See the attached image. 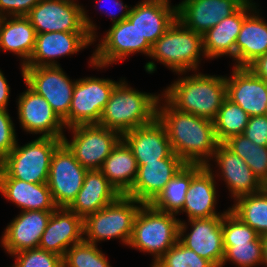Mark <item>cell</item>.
Returning <instances> with one entry per match:
<instances>
[{"label":"cell","mask_w":267,"mask_h":267,"mask_svg":"<svg viewBox=\"0 0 267 267\" xmlns=\"http://www.w3.org/2000/svg\"><path fill=\"white\" fill-rule=\"evenodd\" d=\"M158 103L157 118L164 125L174 154L186 164L207 165L219 145L214 122Z\"/></svg>","instance_id":"6da1fadb"},{"label":"cell","mask_w":267,"mask_h":267,"mask_svg":"<svg viewBox=\"0 0 267 267\" xmlns=\"http://www.w3.org/2000/svg\"><path fill=\"white\" fill-rule=\"evenodd\" d=\"M164 97L179 111L214 121L226 97V77L194 74L167 87Z\"/></svg>","instance_id":"7a4b0ae2"},{"label":"cell","mask_w":267,"mask_h":267,"mask_svg":"<svg viewBox=\"0 0 267 267\" xmlns=\"http://www.w3.org/2000/svg\"><path fill=\"white\" fill-rule=\"evenodd\" d=\"M159 95L139 92L121 80L111 92L99 125L118 131L121 135L149 124L157 118Z\"/></svg>","instance_id":"3957f363"},{"label":"cell","mask_w":267,"mask_h":267,"mask_svg":"<svg viewBox=\"0 0 267 267\" xmlns=\"http://www.w3.org/2000/svg\"><path fill=\"white\" fill-rule=\"evenodd\" d=\"M160 211L151 204H142L137 212L129 247L154 256L153 264L179 241L180 219Z\"/></svg>","instance_id":"277c9868"},{"label":"cell","mask_w":267,"mask_h":267,"mask_svg":"<svg viewBox=\"0 0 267 267\" xmlns=\"http://www.w3.org/2000/svg\"><path fill=\"white\" fill-rule=\"evenodd\" d=\"M61 143L62 139L41 136L23 146L16 143L0 161V178L47 183L53 153Z\"/></svg>","instance_id":"5b68a950"},{"label":"cell","mask_w":267,"mask_h":267,"mask_svg":"<svg viewBox=\"0 0 267 267\" xmlns=\"http://www.w3.org/2000/svg\"><path fill=\"white\" fill-rule=\"evenodd\" d=\"M200 55L205 57L203 35L186 28L176 19L152 45L149 57L183 75L187 71L198 69Z\"/></svg>","instance_id":"8992f818"},{"label":"cell","mask_w":267,"mask_h":267,"mask_svg":"<svg viewBox=\"0 0 267 267\" xmlns=\"http://www.w3.org/2000/svg\"><path fill=\"white\" fill-rule=\"evenodd\" d=\"M136 204V205H135ZM138 204V205H137ZM142 203L126 195L83 219L84 240L96 244L99 241L119 238L129 245L133 223Z\"/></svg>","instance_id":"52a82bcc"},{"label":"cell","mask_w":267,"mask_h":267,"mask_svg":"<svg viewBox=\"0 0 267 267\" xmlns=\"http://www.w3.org/2000/svg\"><path fill=\"white\" fill-rule=\"evenodd\" d=\"M86 13L74 0H40L27 17L37 34L89 33L93 41H96L97 28Z\"/></svg>","instance_id":"ba28073f"},{"label":"cell","mask_w":267,"mask_h":267,"mask_svg":"<svg viewBox=\"0 0 267 267\" xmlns=\"http://www.w3.org/2000/svg\"><path fill=\"white\" fill-rule=\"evenodd\" d=\"M68 129L72 130L73 139L68 141L64 135L62 142L88 170H100L112 149L122 139L118 131L99 124H82Z\"/></svg>","instance_id":"9c48e42d"},{"label":"cell","mask_w":267,"mask_h":267,"mask_svg":"<svg viewBox=\"0 0 267 267\" xmlns=\"http://www.w3.org/2000/svg\"><path fill=\"white\" fill-rule=\"evenodd\" d=\"M117 83L110 79L96 77L76 80L69 115L63 120L64 127L98 124Z\"/></svg>","instance_id":"30bf717a"},{"label":"cell","mask_w":267,"mask_h":267,"mask_svg":"<svg viewBox=\"0 0 267 267\" xmlns=\"http://www.w3.org/2000/svg\"><path fill=\"white\" fill-rule=\"evenodd\" d=\"M21 73L25 84L44 97L63 121L69 115L76 81L72 82L60 65L23 67Z\"/></svg>","instance_id":"8fae6325"},{"label":"cell","mask_w":267,"mask_h":267,"mask_svg":"<svg viewBox=\"0 0 267 267\" xmlns=\"http://www.w3.org/2000/svg\"><path fill=\"white\" fill-rule=\"evenodd\" d=\"M151 48L152 45L142 38L136 26L128 19H124L112 24L90 57V64L96 68H104L114 62L122 61L135 52L149 56Z\"/></svg>","instance_id":"7c38bea8"},{"label":"cell","mask_w":267,"mask_h":267,"mask_svg":"<svg viewBox=\"0 0 267 267\" xmlns=\"http://www.w3.org/2000/svg\"><path fill=\"white\" fill-rule=\"evenodd\" d=\"M88 169L84 168L62 142L54 151L47 185L57 207H68L82 188Z\"/></svg>","instance_id":"4fadbf2b"},{"label":"cell","mask_w":267,"mask_h":267,"mask_svg":"<svg viewBox=\"0 0 267 267\" xmlns=\"http://www.w3.org/2000/svg\"><path fill=\"white\" fill-rule=\"evenodd\" d=\"M223 215L188 220L192 231L186 235L187 225L180 221L179 241L200 257L210 261L215 267H220L224 258V243L222 234Z\"/></svg>","instance_id":"5bb4252c"},{"label":"cell","mask_w":267,"mask_h":267,"mask_svg":"<svg viewBox=\"0 0 267 267\" xmlns=\"http://www.w3.org/2000/svg\"><path fill=\"white\" fill-rule=\"evenodd\" d=\"M18 99V119L21 127L31 134H41V137L62 139L63 121L53 111L44 97L38 95L28 85Z\"/></svg>","instance_id":"9a60e30c"},{"label":"cell","mask_w":267,"mask_h":267,"mask_svg":"<svg viewBox=\"0 0 267 267\" xmlns=\"http://www.w3.org/2000/svg\"><path fill=\"white\" fill-rule=\"evenodd\" d=\"M247 0H183L177 6V20L204 35L223 19L233 15Z\"/></svg>","instance_id":"2e32d148"},{"label":"cell","mask_w":267,"mask_h":267,"mask_svg":"<svg viewBox=\"0 0 267 267\" xmlns=\"http://www.w3.org/2000/svg\"><path fill=\"white\" fill-rule=\"evenodd\" d=\"M122 140L131 149L137 165L165 158H180L173 153L167 131L158 118L125 132Z\"/></svg>","instance_id":"e0dca14e"},{"label":"cell","mask_w":267,"mask_h":267,"mask_svg":"<svg viewBox=\"0 0 267 267\" xmlns=\"http://www.w3.org/2000/svg\"><path fill=\"white\" fill-rule=\"evenodd\" d=\"M226 77V97L239 105L250 117L267 114V82L247 67H234Z\"/></svg>","instance_id":"ac0fdd59"},{"label":"cell","mask_w":267,"mask_h":267,"mask_svg":"<svg viewBox=\"0 0 267 267\" xmlns=\"http://www.w3.org/2000/svg\"><path fill=\"white\" fill-rule=\"evenodd\" d=\"M83 239V218L66 207H57L49 218L38 248L63 258L69 248Z\"/></svg>","instance_id":"d6986e66"},{"label":"cell","mask_w":267,"mask_h":267,"mask_svg":"<svg viewBox=\"0 0 267 267\" xmlns=\"http://www.w3.org/2000/svg\"><path fill=\"white\" fill-rule=\"evenodd\" d=\"M185 164L181 158H165L138 165L137 178L126 196L151 204Z\"/></svg>","instance_id":"ffe728a7"},{"label":"cell","mask_w":267,"mask_h":267,"mask_svg":"<svg viewBox=\"0 0 267 267\" xmlns=\"http://www.w3.org/2000/svg\"><path fill=\"white\" fill-rule=\"evenodd\" d=\"M53 211H22L6 227L1 244L8 254L38 248Z\"/></svg>","instance_id":"44dd1931"},{"label":"cell","mask_w":267,"mask_h":267,"mask_svg":"<svg viewBox=\"0 0 267 267\" xmlns=\"http://www.w3.org/2000/svg\"><path fill=\"white\" fill-rule=\"evenodd\" d=\"M93 42L89 33L37 34L33 54L24 67L59 66L55 58L75 54Z\"/></svg>","instance_id":"7402d4cb"},{"label":"cell","mask_w":267,"mask_h":267,"mask_svg":"<svg viewBox=\"0 0 267 267\" xmlns=\"http://www.w3.org/2000/svg\"><path fill=\"white\" fill-rule=\"evenodd\" d=\"M213 157L233 199L260 192L265 187L246 162L223 143H219Z\"/></svg>","instance_id":"603a6c76"},{"label":"cell","mask_w":267,"mask_h":267,"mask_svg":"<svg viewBox=\"0 0 267 267\" xmlns=\"http://www.w3.org/2000/svg\"><path fill=\"white\" fill-rule=\"evenodd\" d=\"M252 0H247L233 15L223 19L203 35V49L206 58L229 55L235 60V45L244 18L255 9Z\"/></svg>","instance_id":"cb8c5ba5"},{"label":"cell","mask_w":267,"mask_h":267,"mask_svg":"<svg viewBox=\"0 0 267 267\" xmlns=\"http://www.w3.org/2000/svg\"><path fill=\"white\" fill-rule=\"evenodd\" d=\"M142 38L153 45L177 19V6L165 2H139L127 18Z\"/></svg>","instance_id":"d4e9b609"},{"label":"cell","mask_w":267,"mask_h":267,"mask_svg":"<svg viewBox=\"0 0 267 267\" xmlns=\"http://www.w3.org/2000/svg\"><path fill=\"white\" fill-rule=\"evenodd\" d=\"M211 164L204 165L191 179L185 203L179 213L186 212L188 220L224 215L215 211L216 187Z\"/></svg>","instance_id":"484cf974"},{"label":"cell","mask_w":267,"mask_h":267,"mask_svg":"<svg viewBox=\"0 0 267 267\" xmlns=\"http://www.w3.org/2000/svg\"><path fill=\"white\" fill-rule=\"evenodd\" d=\"M119 196L100 170H88L82 188L67 208L84 219L114 202Z\"/></svg>","instance_id":"4316f807"},{"label":"cell","mask_w":267,"mask_h":267,"mask_svg":"<svg viewBox=\"0 0 267 267\" xmlns=\"http://www.w3.org/2000/svg\"><path fill=\"white\" fill-rule=\"evenodd\" d=\"M0 192L22 211H54L55 205L47 183H29L16 178H0Z\"/></svg>","instance_id":"83f0119b"},{"label":"cell","mask_w":267,"mask_h":267,"mask_svg":"<svg viewBox=\"0 0 267 267\" xmlns=\"http://www.w3.org/2000/svg\"><path fill=\"white\" fill-rule=\"evenodd\" d=\"M256 9L252 13L250 11L243 20L236 39L234 67H247L257 57L267 53V23Z\"/></svg>","instance_id":"f1b7e54d"},{"label":"cell","mask_w":267,"mask_h":267,"mask_svg":"<svg viewBox=\"0 0 267 267\" xmlns=\"http://www.w3.org/2000/svg\"><path fill=\"white\" fill-rule=\"evenodd\" d=\"M36 36V30L27 16L0 18V50L10 51L24 59L22 68L33 54Z\"/></svg>","instance_id":"f546056e"},{"label":"cell","mask_w":267,"mask_h":267,"mask_svg":"<svg viewBox=\"0 0 267 267\" xmlns=\"http://www.w3.org/2000/svg\"><path fill=\"white\" fill-rule=\"evenodd\" d=\"M100 171L120 195H126L132 189L138 165L131 149L122 139L105 159Z\"/></svg>","instance_id":"4dcf8cb0"},{"label":"cell","mask_w":267,"mask_h":267,"mask_svg":"<svg viewBox=\"0 0 267 267\" xmlns=\"http://www.w3.org/2000/svg\"><path fill=\"white\" fill-rule=\"evenodd\" d=\"M200 164H185L177 174L168 182L166 187L151 203L163 212L178 214L185 203L186 193L192 177L203 167Z\"/></svg>","instance_id":"1f68e13d"},{"label":"cell","mask_w":267,"mask_h":267,"mask_svg":"<svg viewBox=\"0 0 267 267\" xmlns=\"http://www.w3.org/2000/svg\"><path fill=\"white\" fill-rule=\"evenodd\" d=\"M229 210L259 236L267 235V186L260 192L242 196Z\"/></svg>","instance_id":"d6a6232c"},{"label":"cell","mask_w":267,"mask_h":267,"mask_svg":"<svg viewBox=\"0 0 267 267\" xmlns=\"http://www.w3.org/2000/svg\"><path fill=\"white\" fill-rule=\"evenodd\" d=\"M223 144L240 156L260 182L267 186V146H257L244 134L232 136Z\"/></svg>","instance_id":"836d02e7"},{"label":"cell","mask_w":267,"mask_h":267,"mask_svg":"<svg viewBox=\"0 0 267 267\" xmlns=\"http://www.w3.org/2000/svg\"><path fill=\"white\" fill-rule=\"evenodd\" d=\"M249 117L239 105L226 98L213 121L218 142L223 143L232 136L243 134Z\"/></svg>","instance_id":"e575fe53"},{"label":"cell","mask_w":267,"mask_h":267,"mask_svg":"<svg viewBox=\"0 0 267 267\" xmlns=\"http://www.w3.org/2000/svg\"><path fill=\"white\" fill-rule=\"evenodd\" d=\"M62 263L63 267H111L97 245L84 239L66 251Z\"/></svg>","instance_id":"d590c367"},{"label":"cell","mask_w":267,"mask_h":267,"mask_svg":"<svg viewBox=\"0 0 267 267\" xmlns=\"http://www.w3.org/2000/svg\"><path fill=\"white\" fill-rule=\"evenodd\" d=\"M224 258L220 267L226 261H232L238 267H253L263 263L262 236L247 243H224Z\"/></svg>","instance_id":"8d00e7d4"},{"label":"cell","mask_w":267,"mask_h":267,"mask_svg":"<svg viewBox=\"0 0 267 267\" xmlns=\"http://www.w3.org/2000/svg\"><path fill=\"white\" fill-rule=\"evenodd\" d=\"M152 265L154 267H215L210 261L200 257L180 241Z\"/></svg>","instance_id":"74e56055"},{"label":"cell","mask_w":267,"mask_h":267,"mask_svg":"<svg viewBox=\"0 0 267 267\" xmlns=\"http://www.w3.org/2000/svg\"><path fill=\"white\" fill-rule=\"evenodd\" d=\"M222 234L223 243H247L259 237L253 228L243 223L229 209L223 215Z\"/></svg>","instance_id":"f35d334b"},{"label":"cell","mask_w":267,"mask_h":267,"mask_svg":"<svg viewBox=\"0 0 267 267\" xmlns=\"http://www.w3.org/2000/svg\"><path fill=\"white\" fill-rule=\"evenodd\" d=\"M11 256L17 257L12 267H63L62 257L40 248L24 250Z\"/></svg>","instance_id":"ab89813d"},{"label":"cell","mask_w":267,"mask_h":267,"mask_svg":"<svg viewBox=\"0 0 267 267\" xmlns=\"http://www.w3.org/2000/svg\"><path fill=\"white\" fill-rule=\"evenodd\" d=\"M15 133L14 123L7 109H0V161L15 147Z\"/></svg>","instance_id":"60d3db41"},{"label":"cell","mask_w":267,"mask_h":267,"mask_svg":"<svg viewBox=\"0 0 267 267\" xmlns=\"http://www.w3.org/2000/svg\"><path fill=\"white\" fill-rule=\"evenodd\" d=\"M243 134L257 146H267V114L249 117Z\"/></svg>","instance_id":"b9f144b4"},{"label":"cell","mask_w":267,"mask_h":267,"mask_svg":"<svg viewBox=\"0 0 267 267\" xmlns=\"http://www.w3.org/2000/svg\"><path fill=\"white\" fill-rule=\"evenodd\" d=\"M39 1L40 0H0V18L6 16H27Z\"/></svg>","instance_id":"7bdbcfd3"},{"label":"cell","mask_w":267,"mask_h":267,"mask_svg":"<svg viewBox=\"0 0 267 267\" xmlns=\"http://www.w3.org/2000/svg\"><path fill=\"white\" fill-rule=\"evenodd\" d=\"M247 68L258 78L267 82V53L257 57Z\"/></svg>","instance_id":"ee69618b"},{"label":"cell","mask_w":267,"mask_h":267,"mask_svg":"<svg viewBox=\"0 0 267 267\" xmlns=\"http://www.w3.org/2000/svg\"><path fill=\"white\" fill-rule=\"evenodd\" d=\"M10 95V87L7 79L0 70V109H7L8 99Z\"/></svg>","instance_id":"f6af8a7d"},{"label":"cell","mask_w":267,"mask_h":267,"mask_svg":"<svg viewBox=\"0 0 267 267\" xmlns=\"http://www.w3.org/2000/svg\"><path fill=\"white\" fill-rule=\"evenodd\" d=\"M98 1H103V0H98ZM116 0H113V2H114V6H117V7H119V10H120V12L122 11V10H125V12H122L121 14H119V16L117 17L116 15V13H110V15L111 16H113V17H110V19L112 20V22H113V24H115V23H118V22H120V21H122V20H124V19H127L128 18V16H129V13H130V11H131V8H129L127 5H123V2L122 1H120L119 2V0H117L116 2H115ZM112 2V1H111ZM103 8V7H102ZM110 10V9H109ZM108 11V10H107ZM116 16V17H115Z\"/></svg>","instance_id":"bcb514c9"},{"label":"cell","mask_w":267,"mask_h":267,"mask_svg":"<svg viewBox=\"0 0 267 267\" xmlns=\"http://www.w3.org/2000/svg\"><path fill=\"white\" fill-rule=\"evenodd\" d=\"M263 242V263L267 266V235L262 236Z\"/></svg>","instance_id":"7dc6e473"},{"label":"cell","mask_w":267,"mask_h":267,"mask_svg":"<svg viewBox=\"0 0 267 267\" xmlns=\"http://www.w3.org/2000/svg\"><path fill=\"white\" fill-rule=\"evenodd\" d=\"M142 2H165V3H170L169 0H142Z\"/></svg>","instance_id":"c3c4849f"}]
</instances>
